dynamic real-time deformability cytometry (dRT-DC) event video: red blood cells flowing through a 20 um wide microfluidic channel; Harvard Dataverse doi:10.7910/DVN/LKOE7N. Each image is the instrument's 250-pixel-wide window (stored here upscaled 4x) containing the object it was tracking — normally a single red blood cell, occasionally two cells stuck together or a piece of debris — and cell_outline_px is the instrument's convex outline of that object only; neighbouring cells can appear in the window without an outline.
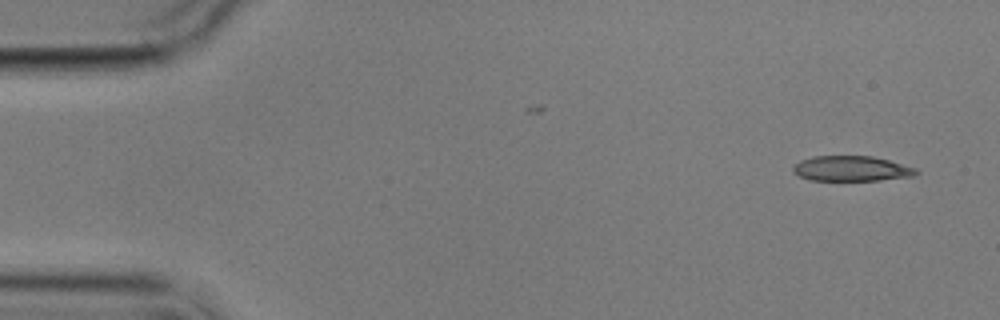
{"species": "common noctule bat (a hibernating species)", "species_latin": "Nyctalus noctula", "temperature_condition": "cold", "stored_images_in_passage": 3, "camera_frame_rate_fps": 3000, "um_per_image_px": 0.085, "animal": {"sex": "male", "body_mass_g": 17.9}, "frame": {"image": 1, "passage_image": 3, "time_ms": 2.333, "image_size_px": [1000, 320], "cell_outline_px": [[920, 172], [912, 176], [880, 180], [812, 180], [800, 176], [792, 172], [792, 168], [800, 160], [812, 156], [872, 156], [888, 160], [916, 168]], "centroid_in_image_um": [72.36, 14.32], "position_along_channel_um": 12.6, "area_um2": 17.98}}